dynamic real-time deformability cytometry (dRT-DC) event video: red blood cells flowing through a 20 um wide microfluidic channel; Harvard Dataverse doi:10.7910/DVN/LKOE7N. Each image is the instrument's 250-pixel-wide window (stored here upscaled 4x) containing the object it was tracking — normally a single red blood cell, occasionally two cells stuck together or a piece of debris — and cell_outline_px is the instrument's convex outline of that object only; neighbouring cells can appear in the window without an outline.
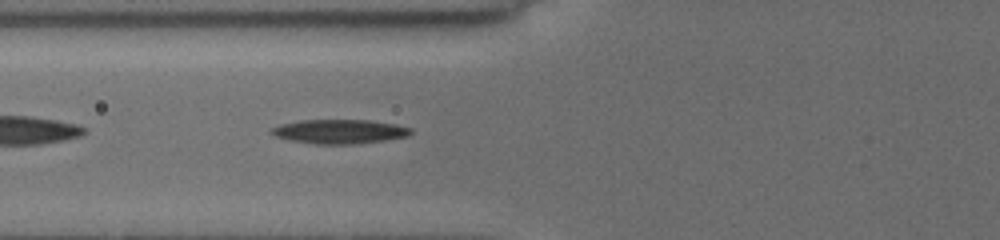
{"species": "common noctule bat (a hibernating species)", "species_latin": "Nyctalus noctula", "temperature_condition": "cold", "stored_images_in_passage": 7, "camera_frame_rate_fps": 3000, "um_per_image_px": 0.085, "animal": {"sex": "female", "body_mass_g": 19.5, "forearm_length_mm": 54.1}, "frame": {"image": 1, "passage_image": 7, "time_ms": 5.667, "image_size_px": [1000, 240], "cell_outline_px": [[412, 132], [404, 136], [384, 140], [352, 144], [316, 144], [288, 140], [276, 136], [272, 132], [272, 128], [280, 124], [300, 120], [368, 120], [396, 124], [412, 128]], "centroid_in_image_um": [28.84, 11.17], "position_along_channel_um": 97.0, "area_um2": 19.42}}